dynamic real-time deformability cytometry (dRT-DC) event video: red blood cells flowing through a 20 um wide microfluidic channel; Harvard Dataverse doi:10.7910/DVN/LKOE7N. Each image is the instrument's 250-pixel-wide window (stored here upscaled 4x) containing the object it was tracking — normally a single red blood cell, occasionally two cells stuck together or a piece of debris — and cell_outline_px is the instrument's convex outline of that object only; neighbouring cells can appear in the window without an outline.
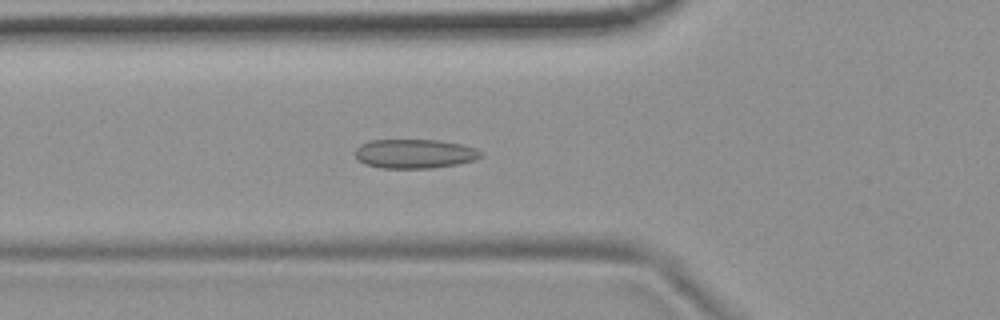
{"species": "common noctule bat (a hibernating species)", "species_latin": "Nyctalus noctula", "temperature_condition": "room temperature", "stored_images_in_passage": 55, "camera_frame_rate_fps": 3000, "um_per_image_px": 0.085, "animal": {"sex": "female", "body_mass_g": 19.9}, "frame": {"image": 1, "passage_image": 20, "time_ms": 6.333, "image_size_px": [1000, 320], "cell_outline_px": [[484, 156], [476, 160], [456, 164], [432, 168], [380, 168], [364, 164], [356, 156], [356, 148], [360, 144], [368, 140], [436, 140], [460, 144], [476, 148], [484, 152]], "centroid_in_image_um": [35.27, 13.07], "position_along_channel_um": 90.5, "area_um2": 21.5}}
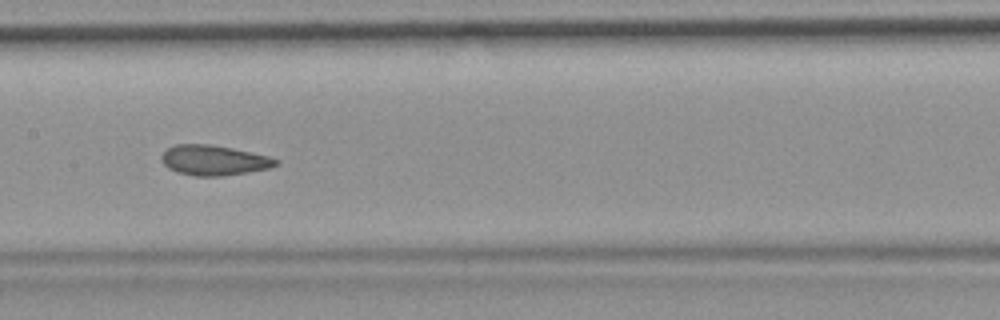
{"frame": {"image": 2, "passage_image": 28, "time_ms": 9.0, "image_size_px": [1000, 320], "cell_outline_px": [[280, 164], [268, 168], [248, 172], [220, 176], [192, 176], [176, 172], [168, 168], [160, 160], [160, 156], [168, 148], [176, 144], [208, 144], [232, 148], [268, 156], [280, 160]], "centroid_in_image_um": [18.16, 13.63], "position_along_channel_um": 189.2, "area_um2": 20.11}}
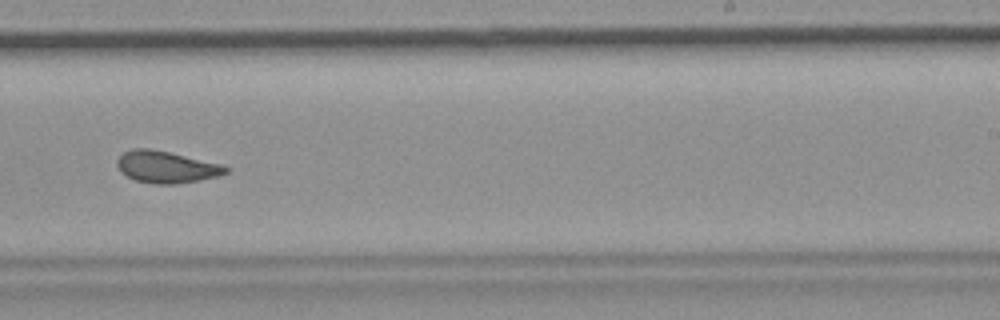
{"frame": {"image": 3, "passage_image": 35, "time_ms": 11.333, "image_size_px": [1000, 320], "cell_outline_px": [[228, 172], [216, 176], [200, 180], [176, 184], [152, 184], [136, 180], [120, 172], [116, 164], [116, 160], [124, 152], [132, 148], [148, 148], [168, 152], [220, 164], [228, 168]], "centroid_in_image_um": [14.08, 14.2], "position_along_channel_um": 274.9, "area_um2": 19.94}, "authors_computed_cell_mechanics": {"area_um2": 20.7502, "velocity_mm_per_s": 3.6872, "shape_relaxation_time_tau1_ms": null, "shape_relaxation_time_tau2_ms": 2.3775, "deformation_change_tau1": null, "deformation_change_tau2": 0.0745}}